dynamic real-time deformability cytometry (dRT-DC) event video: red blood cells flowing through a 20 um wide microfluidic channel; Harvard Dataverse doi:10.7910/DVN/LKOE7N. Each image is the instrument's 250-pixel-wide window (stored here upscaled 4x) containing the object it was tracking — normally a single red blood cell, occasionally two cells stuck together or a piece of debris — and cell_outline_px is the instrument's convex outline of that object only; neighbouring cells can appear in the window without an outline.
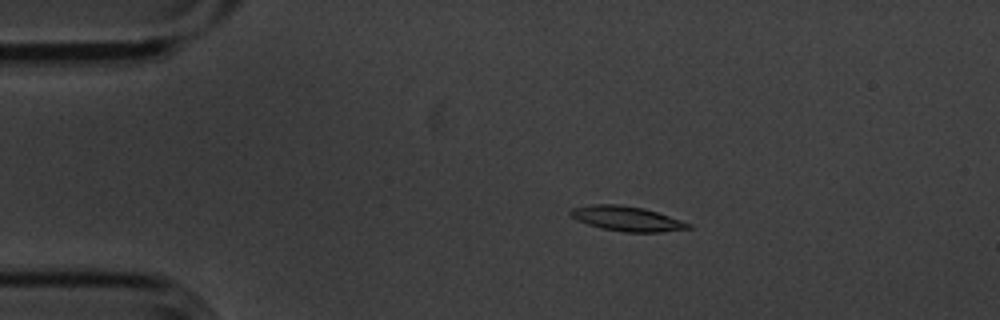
{"species": "common noctule bat (a hibernating species)", "species_latin": "Nyctalus noctula", "temperature_condition": "cold", "stored_images_in_passage": 7, "camera_frame_rate_fps": 3000, "um_per_image_px": 0.085, "animal": {"sex": "male", "body_mass_g": 20.1, "forearm_length_mm": 53.5}, "frame": {"image": 1, "passage_image": 3, "time_ms": 0.667, "image_size_px": [1000, 320], "cell_outline_px": [[692, 228], [660, 232], [624, 232], [600, 228], [576, 220], [568, 212], [572, 208], [592, 204], [620, 204], [644, 208], [692, 224]], "centroid_in_image_um": [53.26, 18.58], "position_along_channel_um": 31.7, "area_um2": 16.99}}
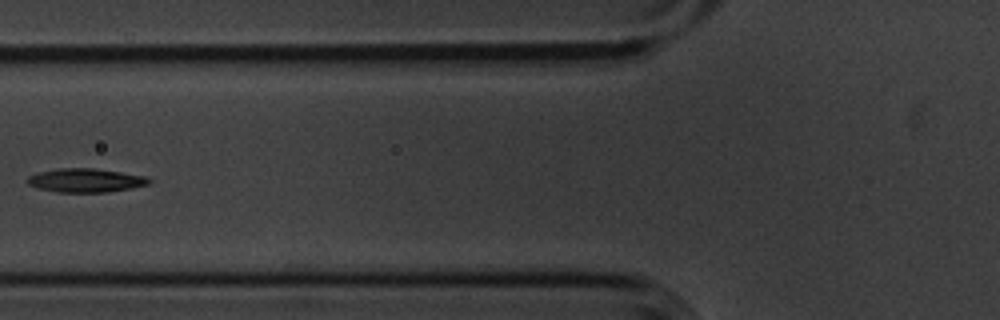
{"frame": {"image": 2, "passage_image": 6, "time_ms": 1.667, "image_size_px": [1000, 320], "cell_outline_px": [[152, 180], [148, 184], [132, 188], [108, 192], [56, 192], [40, 188], [28, 184], [24, 180], [28, 176], [40, 172], [60, 168], [92, 168], [120, 172], [144, 176]], "centroid_in_image_um": [7.26, 15.33], "position_along_channel_um": 118.5, "area_um2": 16.7}}
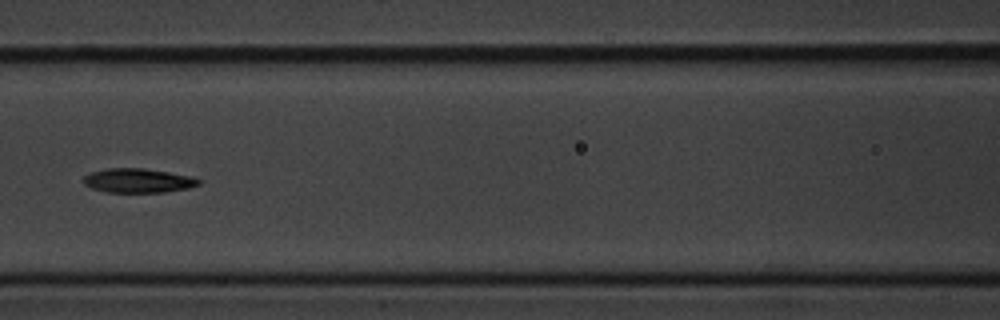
{"frame": {"image": 3, "passage_image": 7, "time_ms": 2.0, "image_size_px": [1000, 320], "cell_outline_px": [[200, 184], [188, 188], [164, 192], [104, 192], [92, 188], [84, 184], [84, 176], [92, 172], [104, 168], [144, 168], [192, 176], [200, 180]], "centroid_in_image_um": [11.73, 15.35], "position_along_channel_um": 154.9, "area_um2": 16.24}}